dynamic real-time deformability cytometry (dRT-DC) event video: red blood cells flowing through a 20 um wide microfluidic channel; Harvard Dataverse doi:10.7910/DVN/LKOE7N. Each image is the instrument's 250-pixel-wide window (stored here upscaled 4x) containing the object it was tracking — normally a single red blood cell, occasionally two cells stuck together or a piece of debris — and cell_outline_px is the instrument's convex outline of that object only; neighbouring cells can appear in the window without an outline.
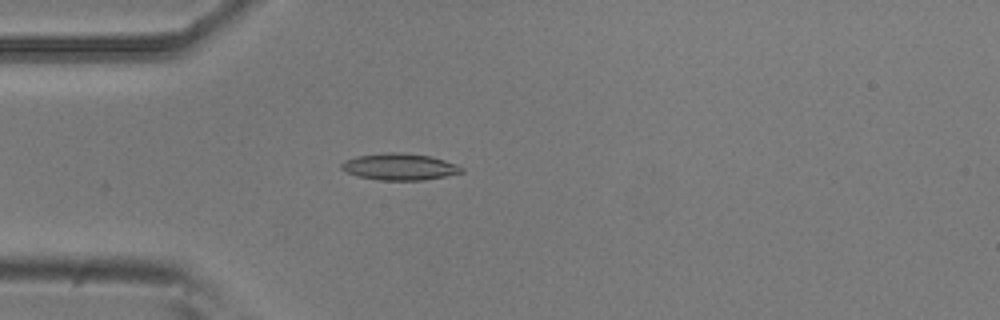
{"species": "common noctule bat (a hibernating species)", "species_latin": "Nyctalus noctula", "temperature_condition": "room temperature", "stored_images_in_passage": 40, "camera_frame_rate_fps": 3000, "um_per_image_px": 0.085, "animal": {"sex": "male", "body_mass_g": 20.5, "forearm_length_mm": 52.5}, "frame": {"image": 1, "passage_image": 1, "time_ms": 0.0, "image_size_px": [1000, 320], "cell_outline_px": [[464, 172], [424, 180], [380, 180], [360, 176], [348, 172], [340, 168], [340, 164], [344, 160], [356, 156], [384, 152], [400, 152], [432, 156], [456, 164], [464, 168]], "centroid_in_image_um": [33.97, 14.16], "position_along_channel_um": 51.0, "area_um2": 18.67}}
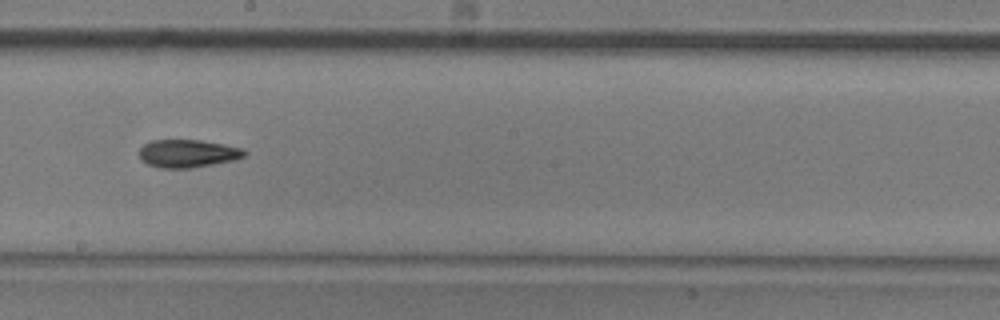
{"frame": {"image": 2, "passage_image": 16, "time_ms": 5.0, "image_size_px": [1000, 320], "cell_outline_px": [[248, 152], [244, 156], [236, 160], [188, 168], [160, 168], [148, 164], [140, 156], [140, 148], [144, 144], [152, 140], [200, 140], [224, 144], [244, 148]], "centroid_in_image_um": [16.01, 13.04], "position_along_channel_um": 232.2, "area_um2": 17.05}}
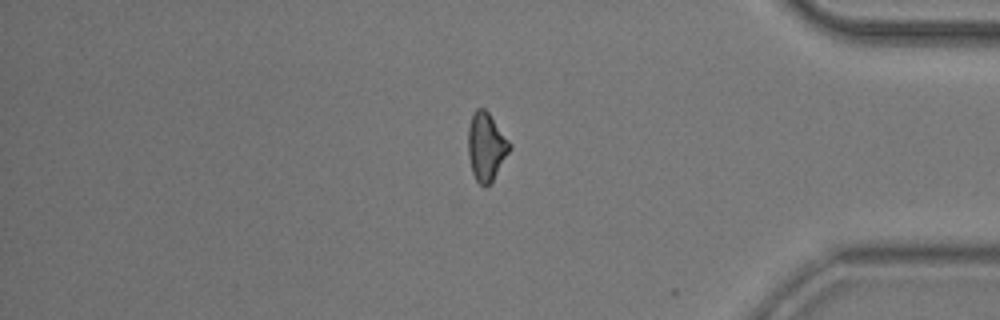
{"frame": {"image": 3, "passage_image": 31, "time_ms": 10.0, "image_size_px": [1000, 320], "cell_outline_px": [[512, 148], [492, 180], [484, 188], [476, 180], [472, 172], [468, 156], [468, 128], [472, 112], [476, 108], [484, 108], [488, 112], [512, 144]], "centroid_in_image_um": [41.32, 12.44], "position_along_channel_um": 393.9, "area_um2": 16.53}, "authors_computed_cell_mechanics": {"area_um2": 16.6464, "velocity_mm_per_s": 3.7806, "shape_relaxation_time_tau1_ms": 5.9139, "shape_relaxation_time_tau2_ms": 9.83, "deformation_change_tau1": 0.1521, "deformation_change_tau2": 0.18}}